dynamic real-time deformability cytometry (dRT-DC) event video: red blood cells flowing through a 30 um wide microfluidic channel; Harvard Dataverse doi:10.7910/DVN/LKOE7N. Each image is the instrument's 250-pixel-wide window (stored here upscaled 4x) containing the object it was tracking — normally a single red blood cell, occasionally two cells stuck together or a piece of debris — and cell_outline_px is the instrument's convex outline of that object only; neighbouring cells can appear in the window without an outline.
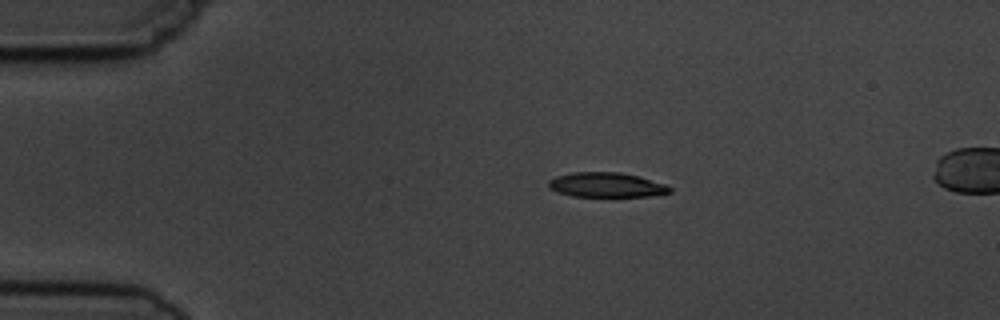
{"species": "common noctule bat (a hibernating species)", "species_latin": "Nyctalus noctula", "temperature_condition": "cold", "stored_images_in_passage": 6, "camera_frame_rate_fps": 3000, "um_per_image_px": 0.085, "animal": {"sex": "male", "body_mass_g": 19.5, "forearm_length_mm": 54.6}, "frame": {"image": 1, "passage_image": 3, "time_ms": 3.333, "image_size_px": [1000, 320], "cell_outline_px": [[672, 192], [652, 196], [572, 196], [556, 192], [548, 188], [548, 180], [556, 176], [572, 172], [620, 172], [640, 176], [664, 184], [672, 188]], "centroid_in_image_um": [51.52, 15.71], "position_along_channel_um": 33.5, "area_um2": 17.57}}
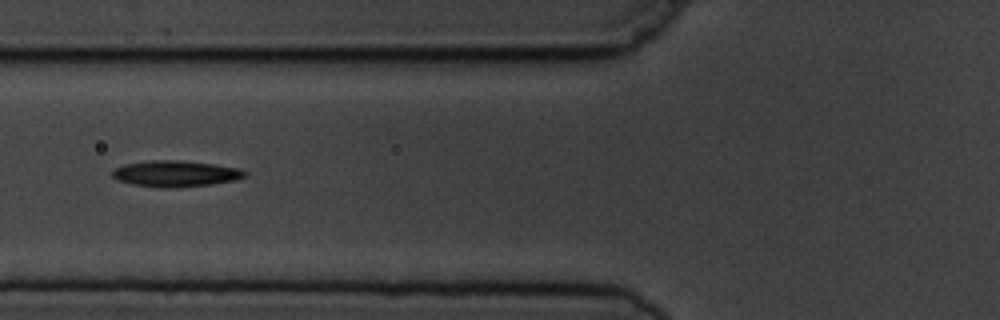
{"frame": {"image": 2, "passage_image": 6, "time_ms": 6.667, "image_size_px": [1000, 320], "cell_outline_px": [[248, 176], [232, 180], [208, 184], [168, 188], [160, 188], [132, 184], [116, 180], [112, 176], [112, 172], [116, 168], [124, 164], [152, 160], [176, 160], [212, 164], [240, 168], [248, 172]], "centroid_in_image_um": [14.9, 14.76], "position_along_channel_um": 110.9, "area_um2": 20.0}}